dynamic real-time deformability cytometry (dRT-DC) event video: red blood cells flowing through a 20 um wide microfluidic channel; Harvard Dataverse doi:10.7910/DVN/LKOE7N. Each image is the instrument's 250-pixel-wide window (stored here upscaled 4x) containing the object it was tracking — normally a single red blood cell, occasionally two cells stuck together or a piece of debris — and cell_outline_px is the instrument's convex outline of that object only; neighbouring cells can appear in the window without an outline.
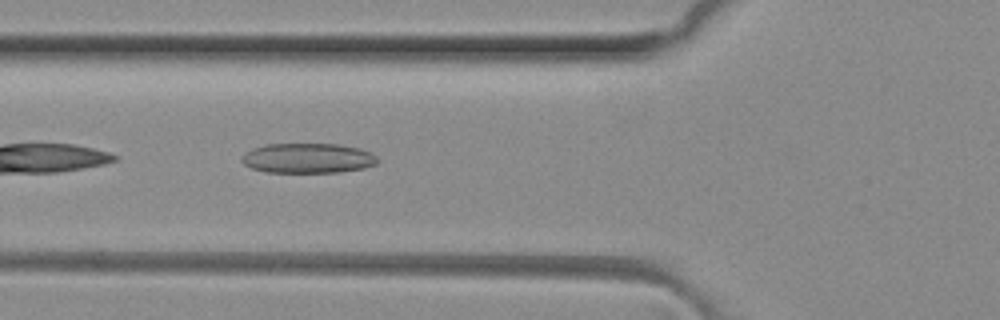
{"species": "common noctule bat (a hibernating species)", "species_latin": "Nyctalus noctula", "temperature_condition": "room temperature", "stored_images_in_passage": 13, "camera_frame_rate_fps": 3000, "um_per_image_px": 0.085, "animal": {"sex": "female", "body_mass_g": 29.2, "forearm_length_mm": 56.3}, "frame": {"image": 1, "passage_image": 4, "time_ms": 1.0, "image_size_px": [1000, 320], "cell_outline_px": [[380, 160], [376, 164], [364, 168], [340, 172], [268, 172], [252, 168], [244, 164], [240, 160], [240, 156], [244, 152], [268, 144], [340, 144], [360, 148], [372, 152]], "centroid_in_image_um": [26.2, 13.44], "position_along_channel_um": 99.6, "area_um2": 23.81}}
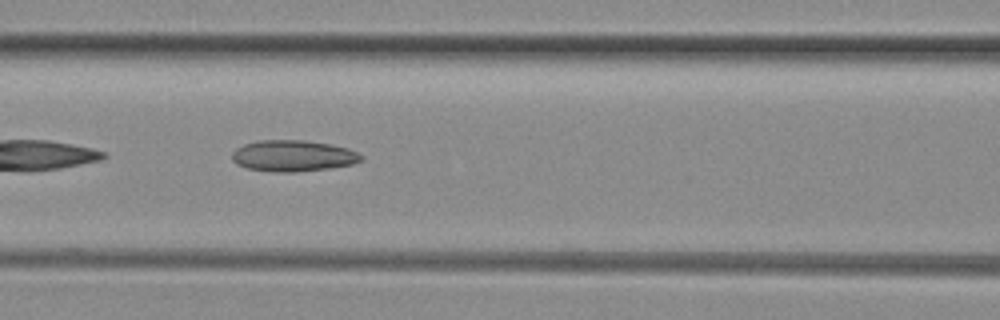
{"frame": {"image": 2, "passage_image": 7, "time_ms": 2.0, "image_size_px": [1000, 320], "cell_outline_px": [[364, 160], [352, 164], [332, 168], [296, 172], [272, 172], [248, 168], [236, 164], [232, 160], [232, 152], [236, 148], [244, 144], [260, 140], [304, 140], [328, 144], [348, 148], [364, 156]], "centroid_in_image_um": [24.92, 13.25], "position_along_channel_um": 141.7, "area_um2": 23.64}}
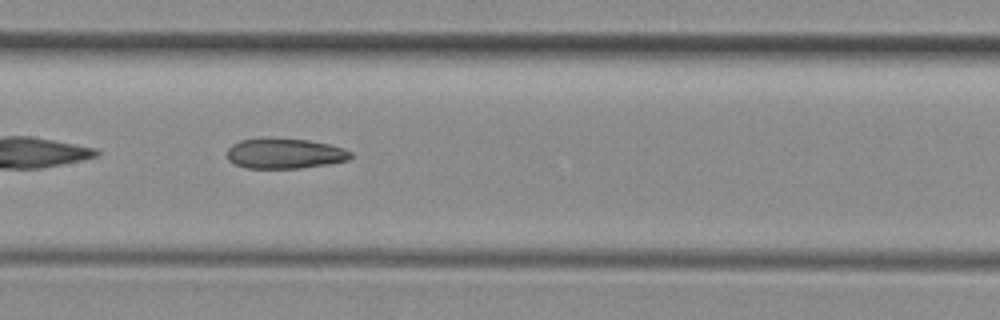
{"frame": {"image": 3, "passage_image": 10, "time_ms": 3.0, "image_size_px": [1000, 320], "cell_outline_px": [[352, 156], [348, 160], [332, 164], [300, 168], [244, 168], [228, 160], [228, 148], [232, 144], [240, 140], [264, 136], [308, 140], [328, 144], [344, 148], [352, 152]], "centroid_in_image_um": [24.2, 13.03], "position_along_channel_um": 183.2, "area_um2": 22.31}}